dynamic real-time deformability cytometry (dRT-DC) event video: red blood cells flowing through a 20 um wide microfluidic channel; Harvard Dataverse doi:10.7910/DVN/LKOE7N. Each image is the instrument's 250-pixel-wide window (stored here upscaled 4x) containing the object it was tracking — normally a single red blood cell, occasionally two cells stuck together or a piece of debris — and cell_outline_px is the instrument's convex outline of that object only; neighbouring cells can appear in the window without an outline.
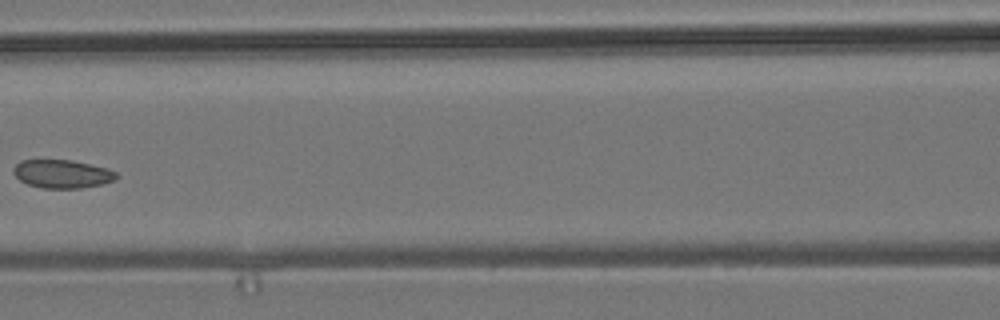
{"species": "common noctule bat (a hibernating species)", "species_latin": "Nyctalus noctula", "temperature_condition": "room temperature", "stored_images_in_passage": 4, "segment_of_instrument_passage": [1, 2], "camera_frame_rate_fps": 3000, "um_per_image_px": 0.085, "animal": {"sex": "male", "body_mass_g": 19.2, "forearm_length_mm": 51.8}, "frame": {"image": 1, "passage_image": 3, "time_ms": 2.333, "image_size_px": [1000, 320], "cell_outline_px": [[120, 176], [116, 180], [100, 184], [80, 188], [44, 188], [28, 184], [20, 180], [12, 172], [16, 164], [20, 160], [72, 160], [108, 168], [116, 172]], "centroid_in_image_um": [5.31, 14.77], "position_along_channel_um": 161.3, "area_um2": 16.99}}